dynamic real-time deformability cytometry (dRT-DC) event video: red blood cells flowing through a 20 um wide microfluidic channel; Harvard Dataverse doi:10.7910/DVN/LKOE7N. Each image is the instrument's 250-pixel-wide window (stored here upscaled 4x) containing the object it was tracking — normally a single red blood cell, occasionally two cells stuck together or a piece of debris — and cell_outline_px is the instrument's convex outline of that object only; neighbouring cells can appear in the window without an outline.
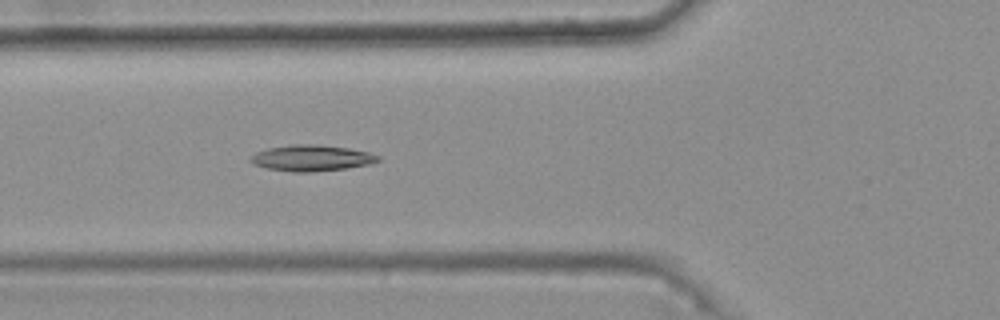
{"species": "common noctule bat (a hibernating species)", "species_latin": "Nyctalus noctula", "temperature_condition": "warm", "stored_images_in_passage": 47, "camera_frame_rate_fps": 3000, "um_per_image_px": 0.085, "animal": {"sex": "female", "body_mass_g": 25.1}, "frame": {"image": 1, "passage_image": 20, "time_ms": 6.333, "image_size_px": [1000, 320], "cell_outline_px": [[380, 160], [368, 164], [348, 168], [308, 172], [292, 172], [268, 168], [252, 164], [248, 160], [256, 152], [268, 148], [292, 144], [312, 144], [348, 148], [368, 152], [380, 156]], "centroid_in_image_um": [26.46, 13.43], "position_along_channel_um": 99.3, "area_um2": 19.25}}
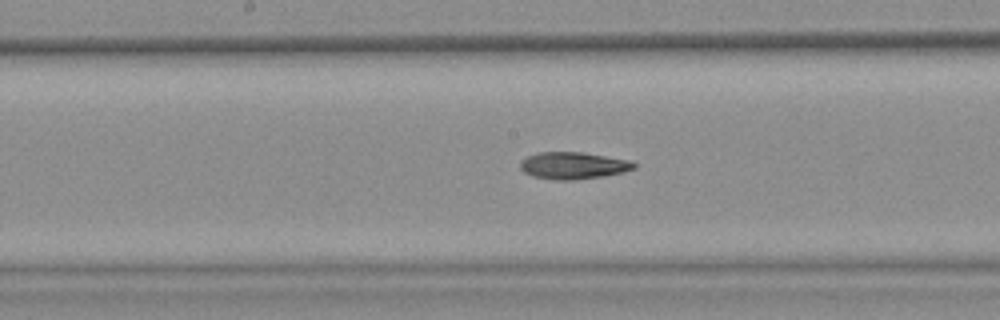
{"frame": {"image": 2, "passage_image": 28, "time_ms": 9.0, "image_size_px": [1000, 320], "cell_outline_px": [[636, 168], [624, 172], [604, 176], [572, 180], [556, 180], [532, 176], [524, 172], [520, 168], [520, 160], [528, 156], [540, 152], [584, 152], [628, 160], [636, 164]], "centroid_in_image_um": [48.72, 14.07], "position_along_channel_um": 199.5, "area_um2": 17.92}}
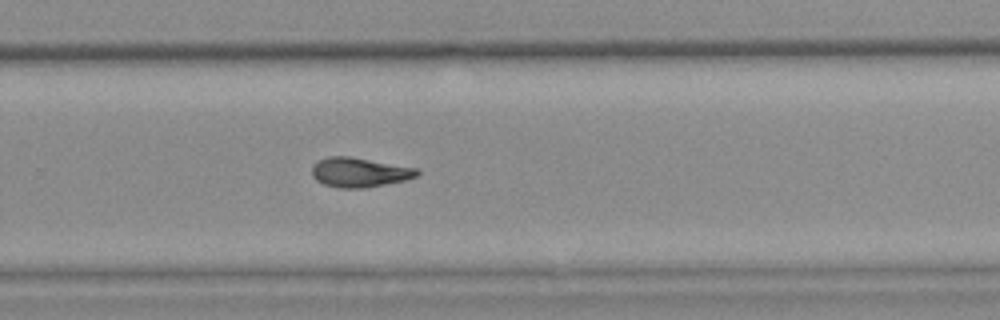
{"frame": {"image": 3, "passage_image": 36, "time_ms": 11.667, "image_size_px": [1000, 320], "cell_outline_px": [[420, 172], [416, 176], [404, 180], [364, 188], [336, 188], [324, 184], [316, 180], [312, 176], [312, 164], [328, 156], [348, 156], [416, 168]], "centroid_in_image_um": [30.5, 14.65], "position_along_channel_um": 299.3, "area_um2": 17.92}}